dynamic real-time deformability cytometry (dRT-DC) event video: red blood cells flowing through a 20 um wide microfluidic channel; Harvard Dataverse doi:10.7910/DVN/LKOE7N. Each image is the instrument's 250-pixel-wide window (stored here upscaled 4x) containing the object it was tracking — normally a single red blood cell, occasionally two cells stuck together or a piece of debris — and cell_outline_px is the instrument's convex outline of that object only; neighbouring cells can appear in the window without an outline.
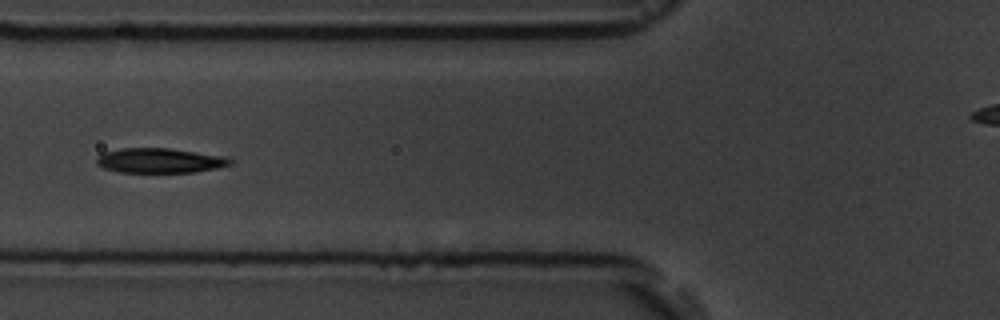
{"species": "common noctule bat (a hibernating species)", "species_latin": "Nyctalus noctula", "temperature_condition": "room temperature", "stored_images_in_passage": 6, "camera_frame_rate_fps": 3000, "um_per_image_px": 0.085, "animal": {"sex": "male", "body_mass_g": 19.5, "forearm_length_mm": 54.6}, "frame": {"image": 1, "passage_image": 6, "time_ms": 6.667, "image_size_px": [1000, 320], "cell_outline_px": [[232, 164], [216, 168], [192, 172], [120, 172], [104, 168], [96, 164], [96, 156], [100, 152], [120, 148], [168, 148], [224, 156], [232, 160]], "centroid_in_image_um": [13.51, 13.64], "position_along_channel_um": 112.3, "area_um2": 19.31}}